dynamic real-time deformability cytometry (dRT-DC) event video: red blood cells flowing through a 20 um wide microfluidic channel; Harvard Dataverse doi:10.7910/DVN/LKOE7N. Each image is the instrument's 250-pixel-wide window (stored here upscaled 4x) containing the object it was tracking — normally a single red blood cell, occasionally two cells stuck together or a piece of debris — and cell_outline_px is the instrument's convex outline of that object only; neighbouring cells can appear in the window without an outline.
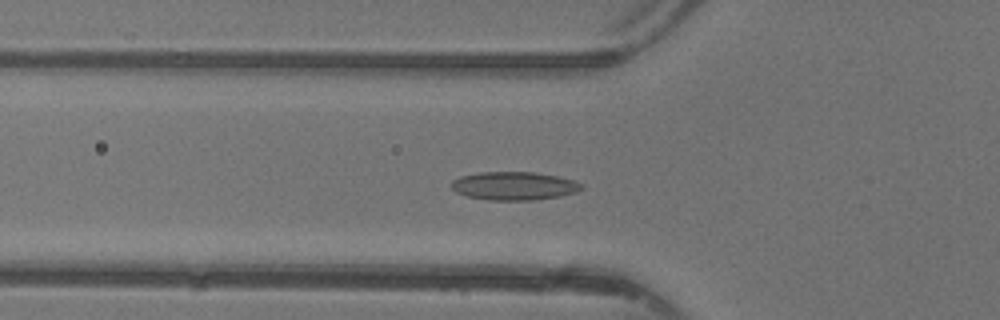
{"species": "common noctule bat (a hibernating species)", "species_latin": "Nyctalus noctula", "temperature_condition": "warm", "stored_images_in_passage": 15, "camera_frame_rate_fps": 3000, "um_per_image_px": 0.085, "animal": {"sex": "female"}, "frame": {"image": 1, "passage_image": 3, "time_ms": 0.667, "image_size_px": [1000, 320], "cell_outline_px": [[584, 188], [576, 192], [560, 196], [532, 200], [488, 200], [468, 196], [456, 192], [452, 188], [452, 180], [460, 176], [476, 172], [536, 172], [556, 176], [572, 180], [580, 184]], "centroid_in_image_um": [43.67, 15.79], "position_along_channel_um": 82.1, "area_um2": 21.39}}
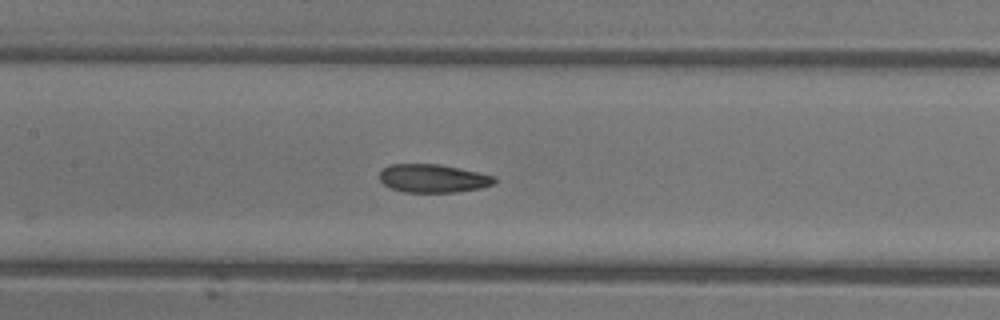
{"frame": {"image": 2, "passage_image": 9, "time_ms": 2.667, "image_size_px": [1000, 320], "cell_outline_px": [[496, 184], [480, 188], [456, 192], [404, 192], [388, 188], [380, 180], [380, 172], [384, 168], [392, 164], [440, 164], [460, 168], [496, 176]], "centroid_in_image_um": [36.83, 15.16], "position_along_channel_um": 170.6, "area_um2": 19.07}}
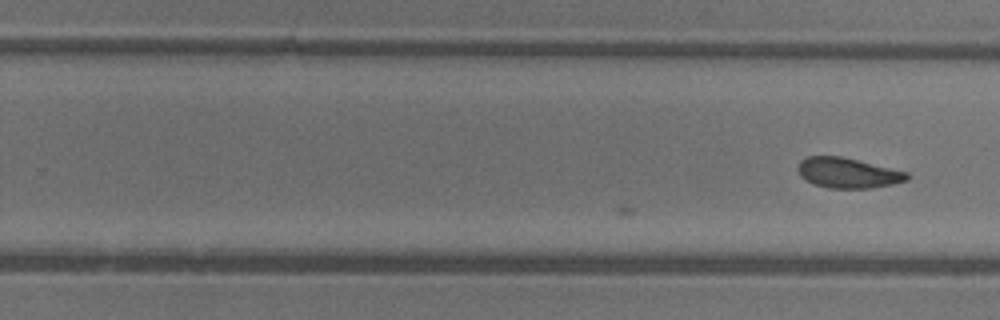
{"frame": {"image": 3, "passage_image": 15, "time_ms": 4.667, "image_size_px": [1000, 320], "cell_outline_px": [[908, 180], [892, 184], [872, 188], [828, 188], [804, 180], [800, 176], [796, 168], [800, 160], [808, 156], [840, 156], [908, 172]], "centroid_in_image_um": [72.03, 14.7], "position_along_channel_um": 257.8, "area_um2": 19.19}}